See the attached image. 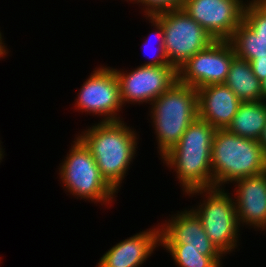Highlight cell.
<instances>
[{"mask_svg":"<svg viewBox=\"0 0 266 267\" xmlns=\"http://www.w3.org/2000/svg\"><path fill=\"white\" fill-rule=\"evenodd\" d=\"M253 73L262 82L266 77V58H256L249 61Z\"/></svg>","mask_w":266,"mask_h":267,"instance_id":"603a6c76","label":"cell"},{"mask_svg":"<svg viewBox=\"0 0 266 267\" xmlns=\"http://www.w3.org/2000/svg\"><path fill=\"white\" fill-rule=\"evenodd\" d=\"M213 187L266 171V152L259 141L216 129L211 149ZM224 183V184H223Z\"/></svg>","mask_w":266,"mask_h":267,"instance_id":"3957f363","label":"cell"},{"mask_svg":"<svg viewBox=\"0 0 266 267\" xmlns=\"http://www.w3.org/2000/svg\"><path fill=\"white\" fill-rule=\"evenodd\" d=\"M234 183L237 189L234 204L239 226L245 223L266 230V171Z\"/></svg>","mask_w":266,"mask_h":267,"instance_id":"7c38bea8","label":"cell"},{"mask_svg":"<svg viewBox=\"0 0 266 267\" xmlns=\"http://www.w3.org/2000/svg\"><path fill=\"white\" fill-rule=\"evenodd\" d=\"M170 252L180 267H221L223 254L219 250L184 249V244H160ZM222 256V257H221Z\"/></svg>","mask_w":266,"mask_h":267,"instance_id":"d6986e66","label":"cell"},{"mask_svg":"<svg viewBox=\"0 0 266 267\" xmlns=\"http://www.w3.org/2000/svg\"><path fill=\"white\" fill-rule=\"evenodd\" d=\"M241 59L250 61L256 58H266V40L258 37L243 20L228 40Z\"/></svg>","mask_w":266,"mask_h":267,"instance_id":"ac0fdd59","label":"cell"},{"mask_svg":"<svg viewBox=\"0 0 266 267\" xmlns=\"http://www.w3.org/2000/svg\"><path fill=\"white\" fill-rule=\"evenodd\" d=\"M266 125L264 100L242 102L226 128L235 135L259 140Z\"/></svg>","mask_w":266,"mask_h":267,"instance_id":"e0dca14e","label":"cell"},{"mask_svg":"<svg viewBox=\"0 0 266 267\" xmlns=\"http://www.w3.org/2000/svg\"><path fill=\"white\" fill-rule=\"evenodd\" d=\"M184 1L185 0H136L137 4H144V13H146L145 17L147 18L164 11L180 9L183 7Z\"/></svg>","mask_w":266,"mask_h":267,"instance_id":"44dd1931","label":"cell"},{"mask_svg":"<svg viewBox=\"0 0 266 267\" xmlns=\"http://www.w3.org/2000/svg\"><path fill=\"white\" fill-rule=\"evenodd\" d=\"M243 21L266 40V0H252L245 4Z\"/></svg>","mask_w":266,"mask_h":267,"instance_id":"ffe728a7","label":"cell"},{"mask_svg":"<svg viewBox=\"0 0 266 267\" xmlns=\"http://www.w3.org/2000/svg\"><path fill=\"white\" fill-rule=\"evenodd\" d=\"M241 102L263 100L261 82L253 73L249 61L235 57L224 82Z\"/></svg>","mask_w":266,"mask_h":267,"instance_id":"2e32d148","label":"cell"},{"mask_svg":"<svg viewBox=\"0 0 266 267\" xmlns=\"http://www.w3.org/2000/svg\"><path fill=\"white\" fill-rule=\"evenodd\" d=\"M78 138L94 157L102 177L116 191L136 154L137 136L124 121L100 122Z\"/></svg>","mask_w":266,"mask_h":267,"instance_id":"7a4b0ae2","label":"cell"},{"mask_svg":"<svg viewBox=\"0 0 266 267\" xmlns=\"http://www.w3.org/2000/svg\"><path fill=\"white\" fill-rule=\"evenodd\" d=\"M1 144V143H0ZM1 146V145H0ZM3 150L1 149V147H0V162H1V160H2V158H3Z\"/></svg>","mask_w":266,"mask_h":267,"instance_id":"4316f807","label":"cell"},{"mask_svg":"<svg viewBox=\"0 0 266 267\" xmlns=\"http://www.w3.org/2000/svg\"><path fill=\"white\" fill-rule=\"evenodd\" d=\"M61 164L60 178L72 195L109 204L118 193L102 177L94 157L78 137Z\"/></svg>","mask_w":266,"mask_h":267,"instance_id":"5b68a950","label":"cell"},{"mask_svg":"<svg viewBox=\"0 0 266 267\" xmlns=\"http://www.w3.org/2000/svg\"><path fill=\"white\" fill-rule=\"evenodd\" d=\"M150 105L159 154L163 157L198 117V91L177 81Z\"/></svg>","mask_w":266,"mask_h":267,"instance_id":"277c9868","label":"cell"},{"mask_svg":"<svg viewBox=\"0 0 266 267\" xmlns=\"http://www.w3.org/2000/svg\"><path fill=\"white\" fill-rule=\"evenodd\" d=\"M160 246V228L147 229L120 241L99 260L98 267H140Z\"/></svg>","mask_w":266,"mask_h":267,"instance_id":"5bb4252c","label":"cell"},{"mask_svg":"<svg viewBox=\"0 0 266 267\" xmlns=\"http://www.w3.org/2000/svg\"><path fill=\"white\" fill-rule=\"evenodd\" d=\"M216 129L197 117L161 159L174 168L184 192L213 188L211 149Z\"/></svg>","mask_w":266,"mask_h":267,"instance_id":"6da1fadb","label":"cell"},{"mask_svg":"<svg viewBox=\"0 0 266 267\" xmlns=\"http://www.w3.org/2000/svg\"><path fill=\"white\" fill-rule=\"evenodd\" d=\"M75 105L82 112L103 116L102 122L121 121L117 112L123 107L119 80L114 68L99 67L84 82ZM105 116V117H104Z\"/></svg>","mask_w":266,"mask_h":267,"instance_id":"9c48e42d","label":"cell"},{"mask_svg":"<svg viewBox=\"0 0 266 267\" xmlns=\"http://www.w3.org/2000/svg\"><path fill=\"white\" fill-rule=\"evenodd\" d=\"M114 71L119 80L122 104L148 101L151 104L178 81V70L171 65H141L130 73Z\"/></svg>","mask_w":266,"mask_h":267,"instance_id":"30bf717a","label":"cell"},{"mask_svg":"<svg viewBox=\"0 0 266 267\" xmlns=\"http://www.w3.org/2000/svg\"><path fill=\"white\" fill-rule=\"evenodd\" d=\"M235 57L229 41L215 40L178 69V81L196 89L213 84H224Z\"/></svg>","mask_w":266,"mask_h":267,"instance_id":"ba28073f","label":"cell"},{"mask_svg":"<svg viewBox=\"0 0 266 267\" xmlns=\"http://www.w3.org/2000/svg\"><path fill=\"white\" fill-rule=\"evenodd\" d=\"M223 188L195 189L187 194L206 195V200L194 210L202 222L203 229L211 242L223 254H228L237 246L239 224L234 200ZM204 193V194H203ZM208 195V196H207Z\"/></svg>","mask_w":266,"mask_h":267,"instance_id":"8992f818","label":"cell"},{"mask_svg":"<svg viewBox=\"0 0 266 267\" xmlns=\"http://www.w3.org/2000/svg\"><path fill=\"white\" fill-rule=\"evenodd\" d=\"M261 87H262V97H263V100L266 101V77H265V79L261 82Z\"/></svg>","mask_w":266,"mask_h":267,"instance_id":"484cf974","label":"cell"},{"mask_svg":"<svg viewBox=\"0 0 266 267\" xmlns=\"http://www.w3.org/2000/svg\"><path fill=\"white\" fill-rule=\"evenodd\" d=\"M149 19L151 20L150 22L153 23L152 25L157 29L155 32L157 33L156 36H158L160 39L159 45L157 46V51L159 53H157L158 55H154V59L148 62H145L143 64V66H161V65H170L167 57L165 55L164 52V42H163V37H164V31L162 28V25L153 17V16H149ZM155 35V34H154ZM149 40V41H148ZM151 43V39H147L145 41V45L148 48L149 43ZM151 46V45H150ZM156 50V49H155ZM154 50V51H155ZM156 57V58H155ZM153 58V57H152Z\"/></svg>","mask_w":266,"mask_h":267,"instance_id":"7402d4cb","label":"cell"},{"mask_svg":"<svg viewBox=\"0 0 266 267\" xmlns=\"http://www.w3.org/2000/svg\"><path fill=\"white\" fill-rule=\"evenodd\" d=\"M258 141H259V145L266 152V125H265L264 130L262 132V135Z\"/></svg>","mask_w":266,"mask_h":267,"instance_id":"cb8c5ba5","label":"cell"},{"mask_svg":"<svg viewBox=\"0 0 266 267\" xmlns=\"http://www.w3.org/2000/svg\"><path fill=\"white\" fill-rule=\"evenodd\" d=\"M153 17L162 25L164 31V52L167 60L177 70L215 41L183 8L164 11Z\"/></svg>","mask_w":266,"mask_h":267,"instance_id":"52a82bcc","label":"cell"},{"mask_svg":"<svg viewBox=\"0 0 266 267\" xmlns=\"http://www.w3.org/2000/svg\"><path fill=\"white\" fill-rule=\"evenodd\" d=\"M2 41H3V39H2L1 32H0V58L4 57V55H6L8 53L7 49L5 48V44Z\"/></svg>","mask_w":266,"mask_h":267,"instance_id":"d4e9b609","label":"cell"},{"mask_svg":"<svg viewBox=\"0 0 266 267\" xmlns=\"http://www.w3.org/2000/svg\"><path fill=\"white\" fill-rule=\"evenodd\" d=\"M198 91V117L215 129H226L242 103L225 84L203 86Z\"/></svg>","mask_w":266,"mask_h":267,"instance_id":"4fadbf2b","label":"cell"},{"mask_svg":"<svg viewBox=\"0 0 266 267\" xmlns=\"http://www.w3.org/2000/svg\"><path fill=\"white\" fill-rule=\"evenodd\" d=\"M243 0H185L183 10L214 40H229L243 20Z\"/></svg>","mask_w":266,"mask_h":267,"instance_id":"8fae6325","label":"cell"},{"mask_svg":"<svg viewBox=\"0 0 266 267\" xmlns=\"http://www.w3.org/2000/svg\"><path fill=\"white\" fill-rule=\"evenodd\" d=\"M161 226V227H160ZM160 228V244H184V249L218 250L203 229L196 213L181 211Z\"/></svg>","mask_w":266,"mask_h":267,"instance_id":"9a60e30c","label":"cell"}]
</instances>
